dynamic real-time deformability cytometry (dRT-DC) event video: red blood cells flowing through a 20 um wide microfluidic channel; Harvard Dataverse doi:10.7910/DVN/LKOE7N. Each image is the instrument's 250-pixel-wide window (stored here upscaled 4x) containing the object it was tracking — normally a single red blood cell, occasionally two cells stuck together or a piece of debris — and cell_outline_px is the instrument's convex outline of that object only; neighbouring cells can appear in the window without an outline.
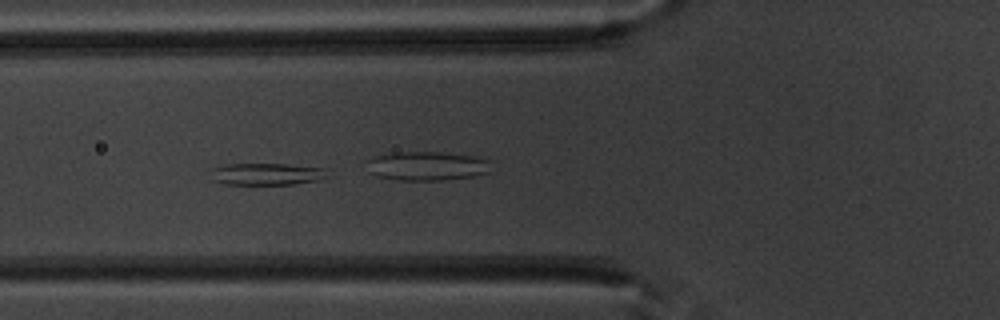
{"species": "common noctule bat (a hibernating species)", "species_latin": "Nyctalus noctula", "temperature_condition": "warm", "stored_images_in_passage": 51, "camera_frame_rate_fps": 3000, "um_per_image_px": 0.085, "animal": {"sex": "male", "body_mass_g": 20.1, "forearm_length_mm": 53.5}, "frame": {"image": 1, "passage_image": 19, "time_ms": 6.0, "image_size_px": [1000, 320], "cell_outline_px": [[324, 176], [320, 180], [292, 184], [224, 184], [212, 180], [212, 168], [224, 164], [284, 164], [324, 168]], "centroid_in_image_um": [22.59, 14.79], "position_along_channel_um": 103.2, "area_um2": 14.68}}
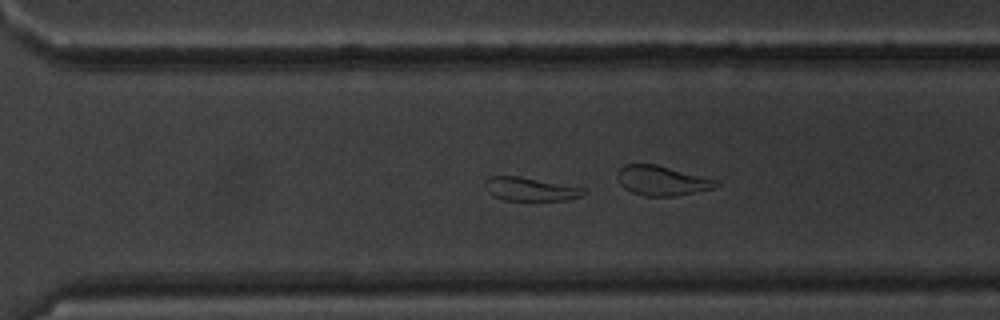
{"frame": {"image": 2, "passage_image": 36, "time_ms": 11.667, "image_size_px": [1000, 320], "cell_outline_px": [[588, 192], [580, 196], [568, 200], [504, 200], [492, 196], [488, 192], [484, 184], [484, 180], [488, 176], [516, 176], [588, 188]], "centroid_in_image_um": [45.09, 16.08], "position_along_channel_um": 325.5, "area_um2": 13.64}}
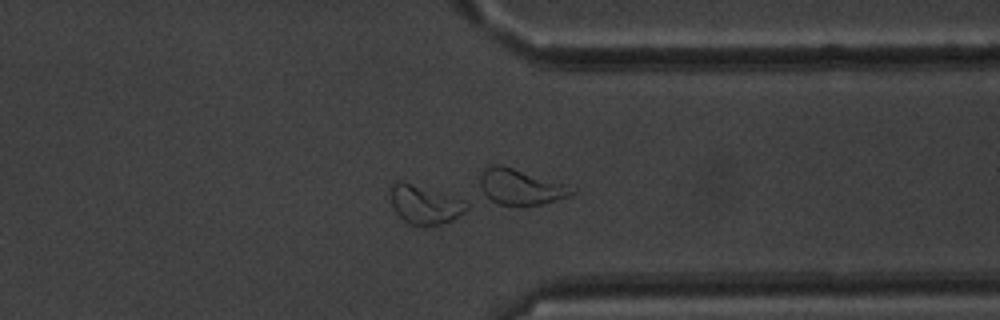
{"frame": {"image": 3, "passage_image": 40, "time_ms": 13.0, "image_size_px": [1000, 320], "cell_outline_px": [[468, 208], [464, 212], [452, 220], [432, 228], [408, 224], [392, 208], [388, 188], [396, 180], [400, 180], [468, 200]], "centroid_in_image_um": [36.1, 17.4], "position_along_channel_um": 375.3, "area_um2": 17.86}}